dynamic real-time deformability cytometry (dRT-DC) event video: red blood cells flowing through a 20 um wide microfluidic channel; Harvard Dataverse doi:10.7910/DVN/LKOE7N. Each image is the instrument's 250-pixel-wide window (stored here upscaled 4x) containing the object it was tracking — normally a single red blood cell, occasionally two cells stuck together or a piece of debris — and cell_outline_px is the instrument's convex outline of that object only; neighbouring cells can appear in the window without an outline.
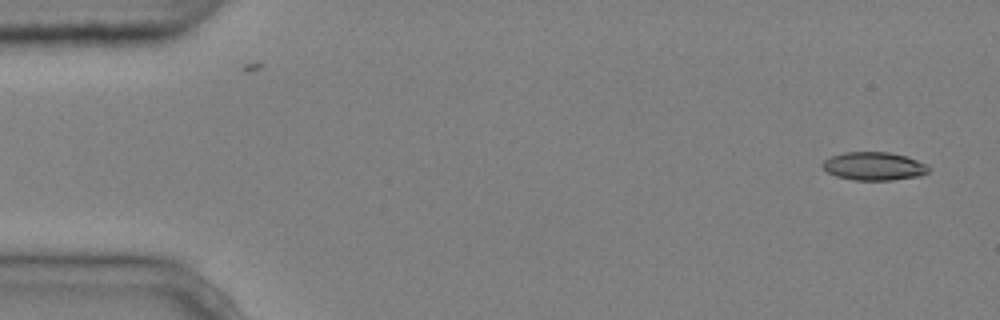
{"species": "common noctule bat (a hibernating species)", "species_latin": "Nyctalus noctula", "temperature_condition": "cold", "stored_images_in_passage": 6, "camera_frame_rate_fps": 3000, "um_per_image_px": 0.085, "animal": {"sex": "male", "body_mass_g": 20.4}, "frame": {"image": 1, "passage_image": 1, "time_ms": 0.0, "image_size_px": [1000, 320], "cell_outline_px": [[932, 168], [928, 172], [920, 176], [892, 180], [852, 180], [836, 176], [828, 172], [820, 164], [824, 160], [832, 156], [844, 152], [888, 152], [904, 156], [928, 164]], "centroid_in_image_um": [74.3, 14.13], "position_along_channel_um": 10.7, "area_um2": 17.51}}
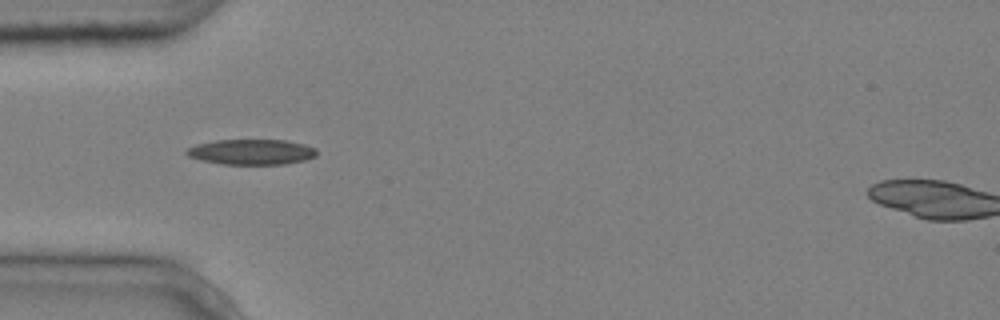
{"frame": {"image": 2, "passage_image": 5, "time_ms": 1.333, "image_size_px": [1000, 320], "cell_outline_px": [[316, 156], [304, 160], [284, 164], [224, 164], [204, 160], [188, 156], [184, 152], [188, 148], [196, 144], [216, 140], [288, 140], [304, 144], [316, 148]], "centroid_in_image_um": [21.39, 12.9], "position_along_channel_um": 63.6, "area_um2": 19.13}}
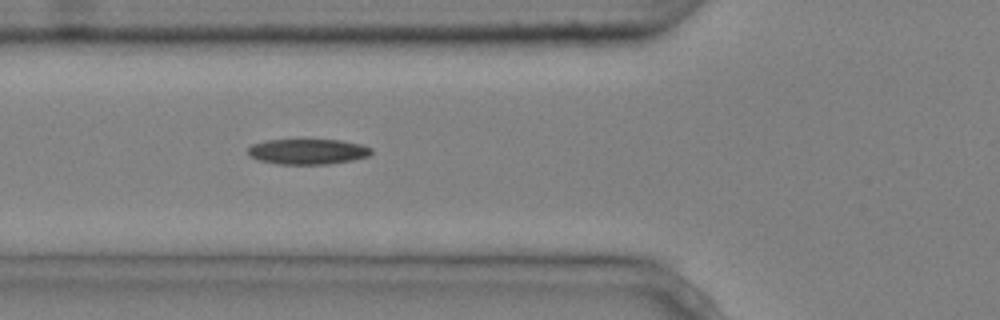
{"frame": {"image": 3, "passage_image": 6, "time_ms": 1.667, "image_size_px": [1000, 320], "cell_outline_px": [[372, 152], [368, 156], [352, 160], [328, 164], [276, 164], [260, 160], [248, 156], [248, 148], [252, 144], [268, 140], [340, 140], [360, 144], [372, 148]], "centroid_in_image_um": [26.14, 12.89], "position_along_channel_um": 99.7, "area_um2": 18.21}}